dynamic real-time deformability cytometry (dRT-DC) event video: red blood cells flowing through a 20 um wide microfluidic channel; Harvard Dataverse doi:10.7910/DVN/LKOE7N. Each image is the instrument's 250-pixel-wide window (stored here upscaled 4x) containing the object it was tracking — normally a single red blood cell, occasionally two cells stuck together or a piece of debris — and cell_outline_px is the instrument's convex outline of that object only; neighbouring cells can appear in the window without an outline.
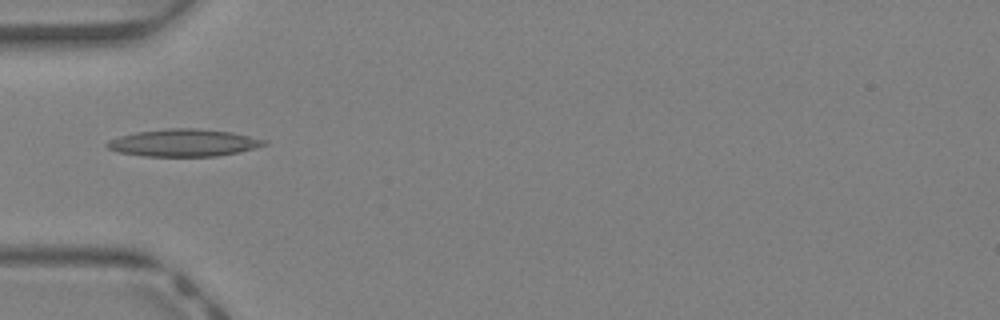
{"species": "Egyptian fruit bat (a non-hibernating species)", "species_latin": "Rousettus aegyptiacus", "temperature_condition": "warm", "stored_images_in_passage": 43, "camera_frame_rate_fps": 3000, "um_per_image_px": 0.085, "animal": {"sex": "female"}, "frame": {"image": 1, "passage_image": 14, "time_ms": 4.333, "image_size_px": [1000, 320], "cell_outline_px": [[268, 144], [236, 152], [216, 156], [144, 156], [120, 152], [108, 148], [104, 144], [108, 140], [120, 136], [136, 132], [164, 128], [196, 128], [232, 132], [268, 140]], "centroid_in_image_um": [15.59, 12.12], "position_along_channel_um": 69.4, "area_um2": 24.91}}
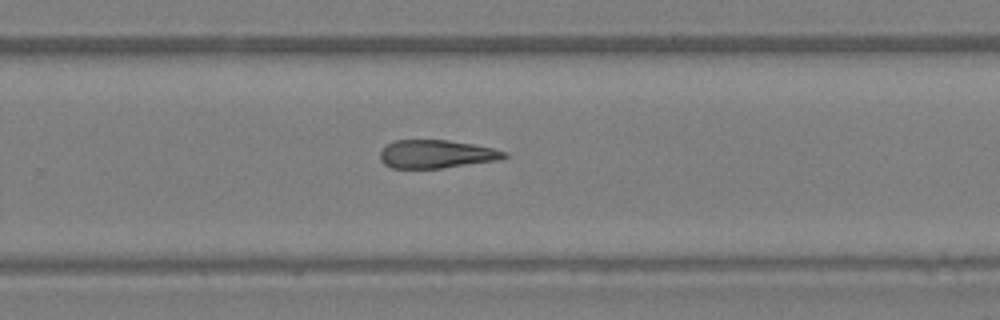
{"frame": {"image": 2, "passage_image": 28, "time_ms": 9.0, "image_size_px": [1000, 320], "cell_outline_px": [[508, 156], [500, 160], [440, 168], [392, 168], [384, 164], [380, 160], [380, 152], [388, 144], [396, 140], [448, 140], [472, 144], [492, 148], [508, 152]], "centroid_in_image_um": [37.11, 13.1], "position_along_channel_um": 292.7, "area_um2": 20.35}}
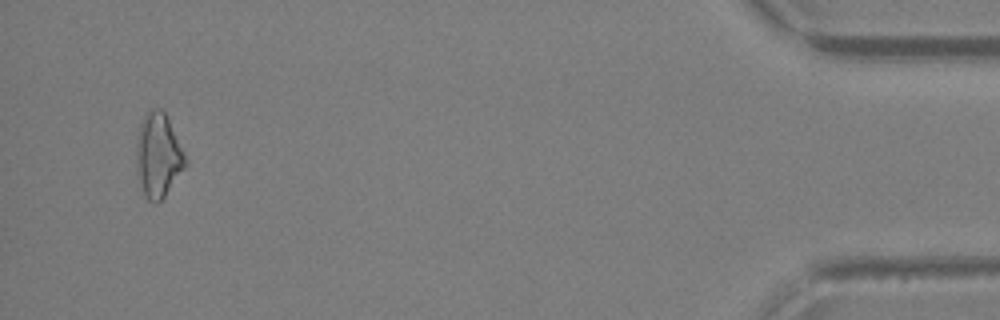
{"frame": {"image": 3, "passage_image": 41, "time_ms": 13.333, "image_size_px": [1000, 320], "cell_outline_px": [[188, 164], [164, 196], [156, 204], [148, 200], [144, 192], [136, 172], [136, 136], [140, 124], [144, 116], [152, 108], [160, 108], [164, 112], [188, 160]], "centroid_in_image_um": [13.44, 13.21], "position_along_channel_um": 421.8, "area_um2": 23.93}}